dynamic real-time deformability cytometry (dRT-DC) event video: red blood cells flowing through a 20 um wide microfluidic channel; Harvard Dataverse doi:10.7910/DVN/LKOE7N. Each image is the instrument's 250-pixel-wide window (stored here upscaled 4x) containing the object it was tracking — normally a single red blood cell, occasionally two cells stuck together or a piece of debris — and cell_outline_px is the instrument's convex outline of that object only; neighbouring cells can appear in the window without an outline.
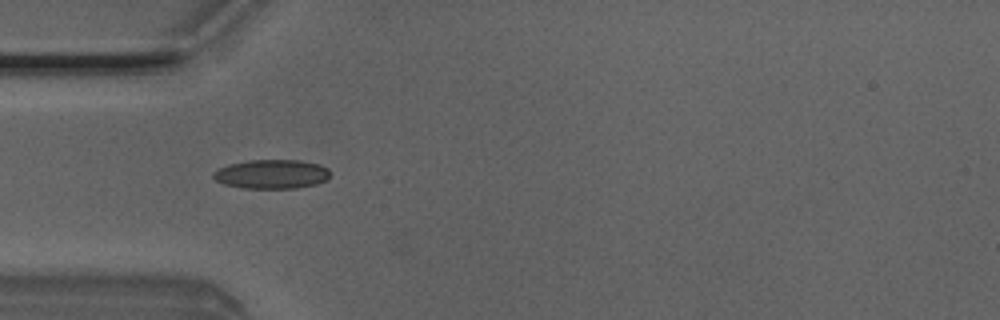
{"species": "Egyptian fruit bat (a non-hibernating species)", "species_latin": "Rousettus aegyptiacus", "temperature_condition": "room temperature", "stored_images_in_passage": 8, "camera_frame_rate_fps": 3000, "um_per_image_px": 0.085, "animal": {"sex": "male"}, "frame": {"image": 1, "passage_image": 5, "time_ms": 1.333, "image_size_px": [1000, 320], "cell_outline_px": [[328, 176], [324, 180], [316, 184], [296, 188], [244, 188], [224, 184], [216, 180], [212, 176], [212, 172], [228, 164], [248, 160], [300, 160], [320, 164], [328, 168]], "centroid_in_image_um": [23.06, 14.79], "position_along_channel_um": 61.9, "area_um2": 19.77}}